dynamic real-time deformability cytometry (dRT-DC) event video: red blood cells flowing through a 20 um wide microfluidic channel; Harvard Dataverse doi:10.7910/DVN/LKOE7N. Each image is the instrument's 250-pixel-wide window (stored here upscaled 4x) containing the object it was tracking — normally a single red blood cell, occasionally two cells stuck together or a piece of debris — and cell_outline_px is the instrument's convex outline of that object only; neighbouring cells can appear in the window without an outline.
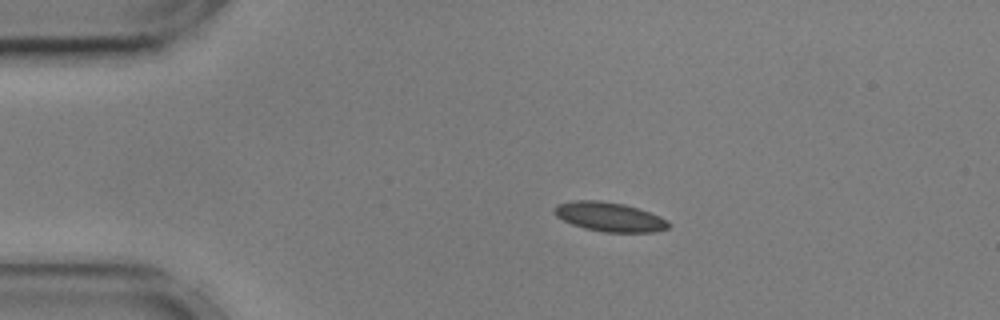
{"species": "common noctule bat (a hibernating species)", "species_latin": "Nyctalus noctula", "temperature_condition": "cold", "stored_images_in_passage": 46, "camera_frame_rate_fps": 3000, "um_per_image_px": 0.085, "animal": {"sex": "male", "body_mass_g": 17.9, "forearm_length_mm": 54.2}, "frame": {"image": 1, "passage_image": 1, "time_ms": 0.0, "image_size_px": [1000, 320], "cell_outline_px": [[672, 224], [668, 228], [656, 232], [604, 232], [584, 228], [572, 224], [556, 216], [552, 212], [552, 208], [556, 204], [572, 200], [600, 200], [624, 204], [660, 216], [668, 220]], "centroid_in_image_um": [51.78, 18.43], "position_along_channel_um": 33.2, "area_um2": 19.65}}
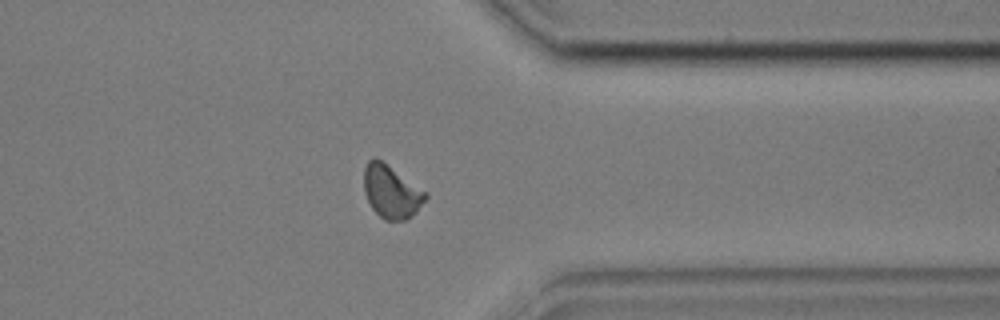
{"frame": {"image": 2, "passage_image": 34, "time_ms": 11.0, "image_size_px": [1000, 320], "cell_outline_px": [[428, 196], [416, 212], [404, 220], [384, 220], [372, 208], [364, 192], [364, 168], [368, 160], [376, 156], [428, 192]], "centroid_in_image_um": [33.26, 16.26], "position_along_channel_um": 378.1, "area_um2": 19.07}}
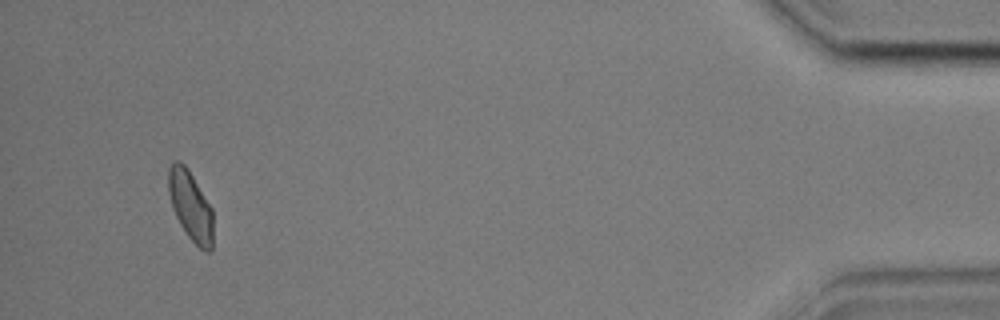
{"frame": {"image": 3, "passage_image": 43, "time_ms": 14.0, "image_size_px": [1000, 320], "cell_outline_px": [[212, 252], [204, 252], [188, 236], [180, 224], [172, 208], [168, 192], [168, 168], [176, 160], [180, 160], [188, 168], [212, 208]], "centroid_in_image_um": [16.19, 17.49], "position_along_channel_um": 419.0, "area_um2": 18.15}, "authors_computed_cell_mechanics": {"area_um2": 18.7272, "velocity_mm_per_s": 3.5743, "shape_relaxation_time_tau1_ms": null, "shape_relaxation_time_tau2_ms": 2.7979, "deformation_change_tau1": null, "deformation_change_tau2": 0.0715}}